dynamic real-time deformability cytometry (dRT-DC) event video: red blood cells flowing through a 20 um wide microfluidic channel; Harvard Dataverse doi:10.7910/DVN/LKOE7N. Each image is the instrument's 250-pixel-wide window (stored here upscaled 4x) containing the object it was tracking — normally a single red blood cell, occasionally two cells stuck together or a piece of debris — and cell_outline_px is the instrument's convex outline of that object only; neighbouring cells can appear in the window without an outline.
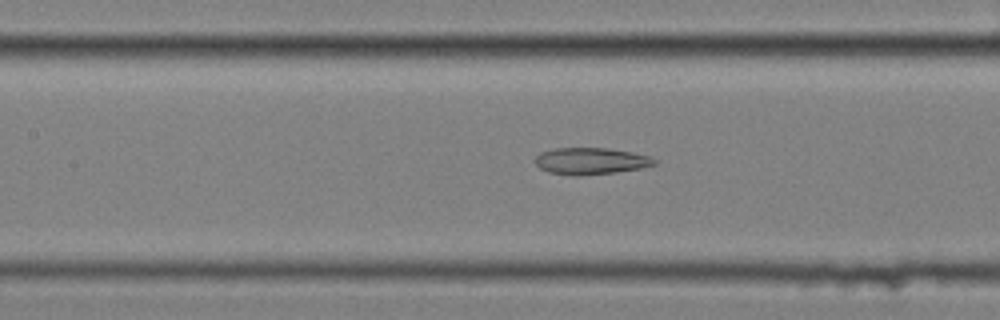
{"species": "common noctule bat (a hibernating species)", "species_latin": "Nyctalus noctula", "temperature_condition": "cold", "stored_images_in_passage": 18, "camera_frame_rate_fps": 3000, "um_per_image_px": 0.085, "animal": {"sex": "female", "body_mass_g": 25.1}, "frame": {"image": 1, "passage_image": 10, "time_ms": 3.0, "image_size_px": [1000, 320], "cell_outline_px": [[656, 164], [640, 168], [616, 172], [576, 176], [572, 176], [548, 172], [540, 168], [536, 164], [536, 156], [540, 152], [556, 148], [608, 148], [632, 152], [648, 156], [656, 160]], "centroid_in_image_um": [50.19, 13.69], "position_along_channel_um": 157.2, "area_um2": 18.5}}
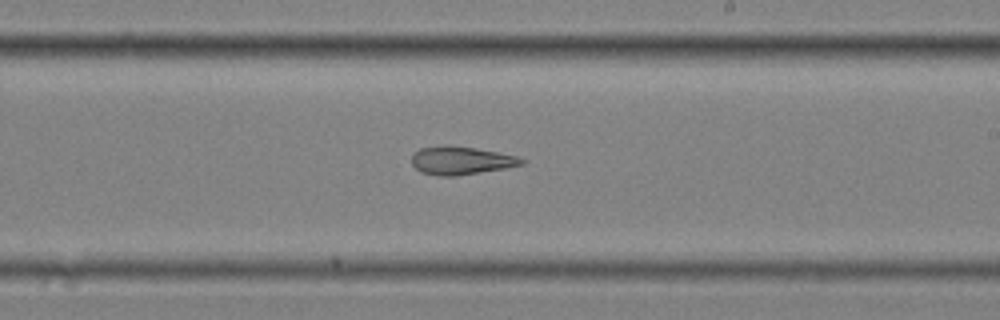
{"frame": {"image": 2, "passage_image": 18, "time_ms": 5.667, "image_size_px": [1000, 320], "cell_outline_px": [[528, 160], [524, 164], [504, 168], [456, 176], [440, 176], [420, 172], [412, 164], [412, 152], [420, 148], [448, 144], [476, 148], [520, 156]], "centroid_in_image_um": [39.2, 13.63], "position_along_channel_um": 249.8, "area_um2": 18.32}}